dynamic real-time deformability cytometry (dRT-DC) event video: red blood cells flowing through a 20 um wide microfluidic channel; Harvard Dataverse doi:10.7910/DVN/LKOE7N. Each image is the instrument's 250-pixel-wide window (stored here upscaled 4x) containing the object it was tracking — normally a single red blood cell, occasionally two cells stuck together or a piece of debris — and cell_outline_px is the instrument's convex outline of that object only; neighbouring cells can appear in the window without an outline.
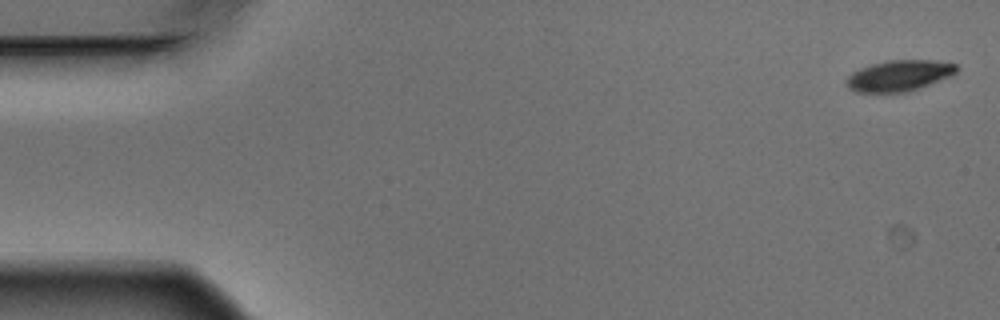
{"species": "Egyptian fruit bat (a non-hibernating species)", "species_latin": "Rousettus aegyptiacus", "temperature_condition": "warm", "stored_images_in_passage": 7, "camera_frame_rate_fps": 3000, "um_per_image_px": 0.085, "animal": {"sex": "male"}, "frame": {"image": 1, "passage_image": 1, "time_ms": 0.0, "image_size_px": [1000, 320], "cell_outline_px": [[960, 68], [956, 72], [948, 76], [908, 92], [856, 92], [848, 84], [848, 76], [852, 72], [860, 68], [872, 64], [888, 60], [936, 60], [956, 64]], "centroid_in_image_um": [76.45, 6.41], "position_along_channel_um": 8.6, "area_um2": 19.48}}
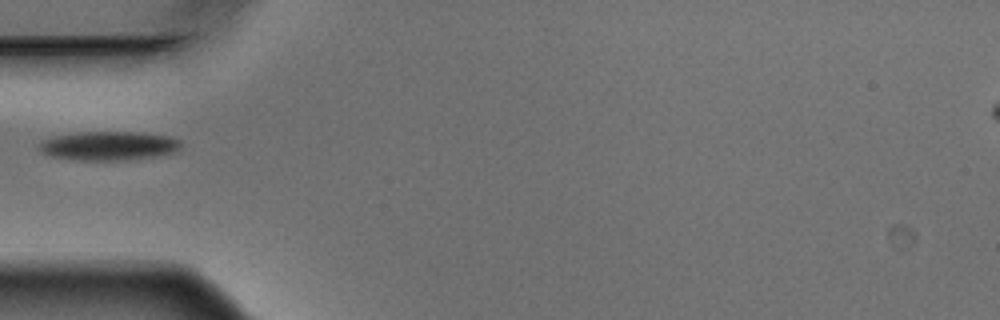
{"frame": {"image": 2, "passage_image": 5, "time_ms": 1.333, "image_size_px": [1000, 320], "cell_outline_px": [[180, 152], [156, 156], [124, 160], [80, 160], [52, 156], [40, 152], [40, 140], [56, 136], [80, 132], [140, 132], [172, 136], [180, 140]], "centroid_in_image_um": [9.31, 12.39], "position_along_channel_um": 75.7, "area_um2": 24.04}}
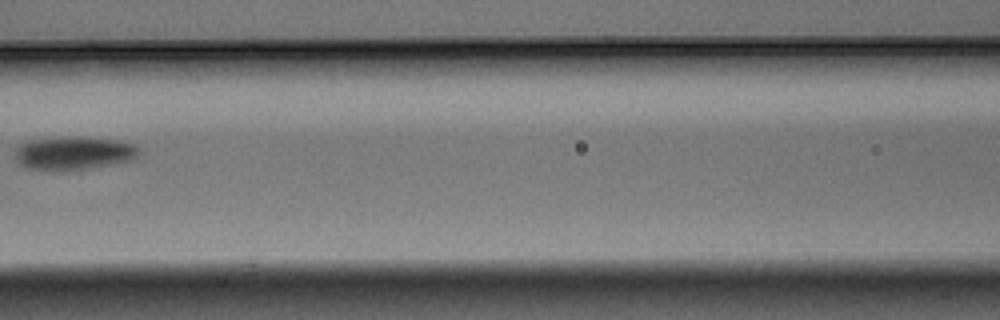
{"frame": {"image": 3, "passage_image": 7, "time_ms": 2.0, "image_size_px": [1000, 320], "cell_outline_px": [[140, 152], [132, 160], [112, 164], [64, 172], [48, 172], [28, 168], [20, 164], [16, 160], [16, 148], [20, 144], [28, 140], [68, 136], [76, 136], [116, 140], [136, 144]], "centroid_in_image_um": [6.23, 13.03], "position_along_channel_um": 160.4, "area_um2": 24.57}}